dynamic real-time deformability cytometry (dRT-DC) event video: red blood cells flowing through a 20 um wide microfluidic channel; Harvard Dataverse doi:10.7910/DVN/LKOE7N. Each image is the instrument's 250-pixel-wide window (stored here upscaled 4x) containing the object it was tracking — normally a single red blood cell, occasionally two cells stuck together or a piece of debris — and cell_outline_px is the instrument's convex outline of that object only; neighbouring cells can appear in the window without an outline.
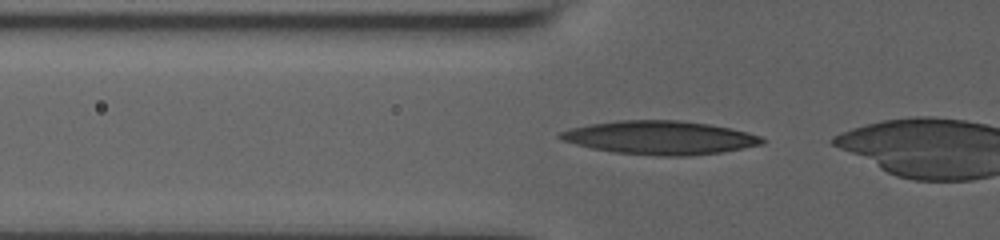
{"species": "human", "species_latin": "Homo sapiens", "temperature_condition": "room temperature", "stored_images_in_passage": 6, "camera_frame_rate_fps": 3000, "um_per_image_px": 0.085, "donor": {"sex": "male"}, "frame": {"image": 1, "passage_image": 2, "time_ms": 0.333, "image_size_px": [1000, 240], "cell_outline_px": [[764, 144], [720, 152], [688, 156], [660, 156], [612, 152], [592, 148], [560, 140], [556, 136], [560, 132], [572, 128], [592, 124], [616, 120], [676, 120], [708, 124], [748, 132], [760, 136], [764, 140]], "centroid_in_image_um": [56.07, 11.7], "position_along_channel_um": 69.7, "area_um2": 39.25}}
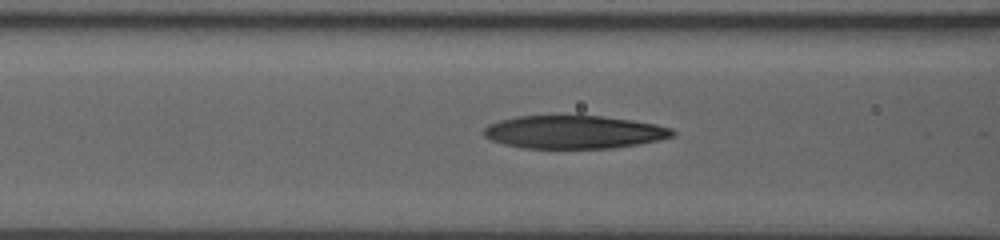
{"frame": {"image": 2, "passage_image": 6, "time_ms": 1.667, "image_size_px": [1000, 240], "cell_outline_px": [[676, 132], [672, 136], [660, 140], [612, 148], [524, 148], [504, 144], [492, 140], [484, 136], [484, 128], [488, 124], [500, 120], [516, 116], [576, 112], [632, 120], [656, 124], [672, 128]], "centroid_in_image_um": [48.77, 11.17], "position_along_channel_um": 117.8, "area_um2": 37.57}}